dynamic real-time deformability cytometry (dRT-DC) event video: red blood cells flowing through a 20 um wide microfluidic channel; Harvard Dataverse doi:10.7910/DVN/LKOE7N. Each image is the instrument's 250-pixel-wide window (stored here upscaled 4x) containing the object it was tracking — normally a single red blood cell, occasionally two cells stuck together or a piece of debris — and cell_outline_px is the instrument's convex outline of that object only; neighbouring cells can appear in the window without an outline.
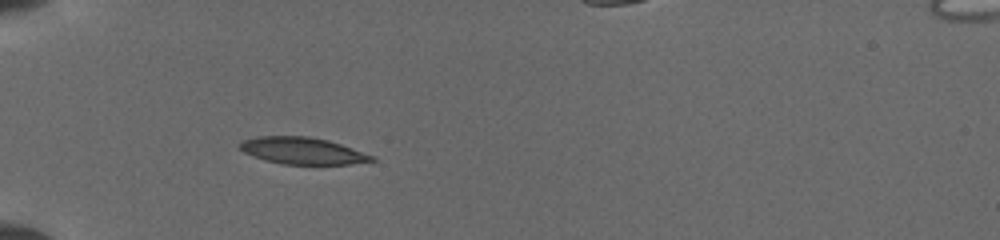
{"species": "common noctule bat (a hibernating species)", "species_latin": "Nyctalus noctula", "temperature_condition": "cold", "stored_images_in_passage": 2, "camera_frame_rate_fps": 3000, "um_per_image_px": 0.085, "animal": {"sex": "female", "body_mass_g": 19.5, "forearm_length_mm": 54.1}, "frame": {"image": 1, "passage_image": 2, "time_ms": 1.333, "image_size_px": [1000, 240], "cell_outline_px": [[376, 160], [352, 164], [284, 164], [264, 160], [252, 156], [244, 152], [240, 148], [240, 140], [256, 136], [308, 136], [328, 140], [352, 148], [372, 156]], "centroid_in_image_um": [25.65, 12.81], "position_along_channel_um": 59.3, "area_um2": 20.52}}